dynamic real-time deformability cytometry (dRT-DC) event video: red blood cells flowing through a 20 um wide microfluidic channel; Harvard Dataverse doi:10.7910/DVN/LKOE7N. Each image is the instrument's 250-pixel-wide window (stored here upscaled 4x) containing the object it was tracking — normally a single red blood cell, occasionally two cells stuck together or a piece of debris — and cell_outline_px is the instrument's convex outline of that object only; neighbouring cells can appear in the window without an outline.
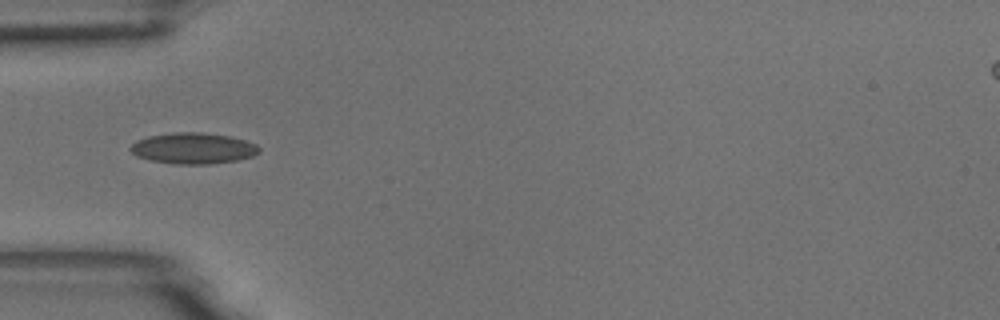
{"species": "common noctule bat (a hibernating species)", "species_latin": "Nyctalus noctula", "temperature_condition": "room temperature", "stored_images_in_passage": 5, "camera_frame_rate_fps": 3000, "um_per_image_px": 0.085, "animal": {"sex": "male", "body_mass_g": 18.8}, "frame": {"image": 1, "passage_image": 3, "time_ms": 0.667, "image_size_px": [1000, 320], "cell_outline_px": [[260, 152], [252, 156], [236, 160], [208, 164], [172, 164], [148, 160], [136, 156], [128, 148], [136, 140], [148, 136], [172, 132], [200, 132], [232, 136], [256, 144], [260, 148]], "centroid_in_image_um": [16.39, 12.6], "position_along_channel_um": 68.6, "area_um2": 23.47}}
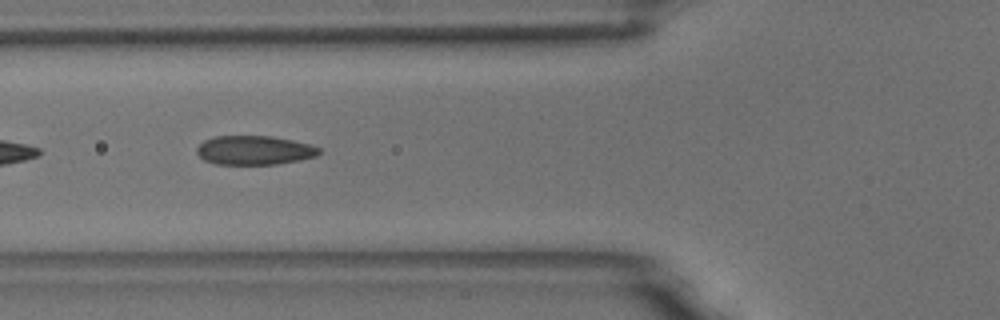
{"frame": {"image": 2, "passage_image": 4, "time_ms": 1.0, "image_size_px": [1000, 320], "cell_outline_px": [[320, 152], [316, 156], [300, 160], [276, 164], [216, 164], [204, 160], [196, 152], [196, 148], [204, 140], [216, 136], [272, 136], [292, 140], [308, 144], [320, 148]], "centroid_in_image_um": [21.6, 12.77], "position_along_channel_um": 104.2, "area_um2": 20.63}}